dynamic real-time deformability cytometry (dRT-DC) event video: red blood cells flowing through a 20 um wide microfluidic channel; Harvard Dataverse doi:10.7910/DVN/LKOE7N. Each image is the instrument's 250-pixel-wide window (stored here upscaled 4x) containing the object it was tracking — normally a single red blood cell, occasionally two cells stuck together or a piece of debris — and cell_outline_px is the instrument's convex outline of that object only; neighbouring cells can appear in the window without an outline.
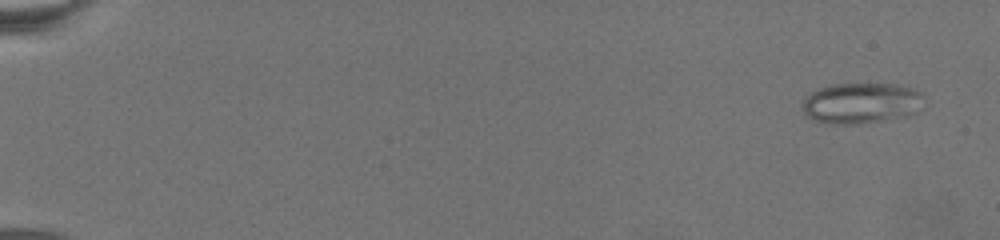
{"species": "common noctule bat (a hibernating species)", "species_latin": "Nyctalus noctula", "temperature_condition": "warm", "stored_images_in_passage": 15, "camera_frame_rate_fps": 3000, "um_per_image_px": 0.085, "animal": {"sex": "female", "body_mass_g": 19.5, "forearm_length_mm": 54.1}, "frame": {"image": 1, "passage_image": 2, "time_ms": 1.0, "image_size_px": [1000, 240], "cell_outline_px": [[924, 96], [916, 112], [904, 116], [880, 120], [852, 124], [832, 124], [812, 120], [804, 116], [804, 96], [820, 88], [836, 84], [888, 84], [912, 88], [924, 92]], "centroid_in_image_um": [73.17, 8.76], "position_along_channel_um": 11.8, "area_um2": 28.55}}